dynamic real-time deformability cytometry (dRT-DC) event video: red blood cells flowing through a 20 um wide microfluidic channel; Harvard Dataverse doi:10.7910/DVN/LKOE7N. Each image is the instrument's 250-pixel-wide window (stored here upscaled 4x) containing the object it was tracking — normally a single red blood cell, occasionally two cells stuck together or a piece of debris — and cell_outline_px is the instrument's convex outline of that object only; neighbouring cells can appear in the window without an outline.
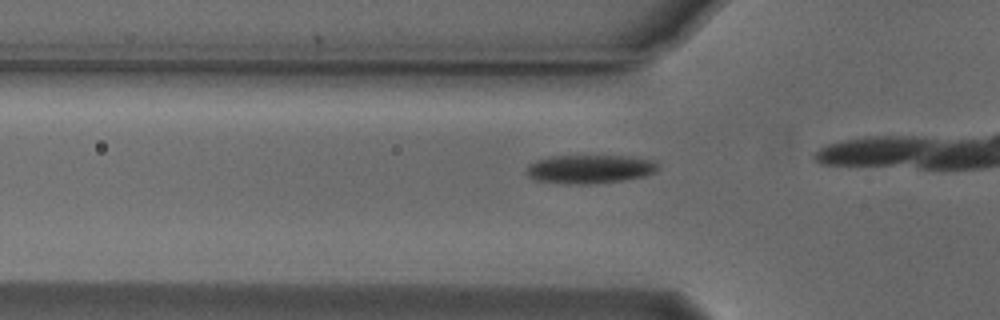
{"species": "Egyptian fruit bat (a non-hibernating species)", "species_latin": "Rousettus aegyptiacus", "temperature_condition": "cold", "stored_images_in_passage": 14, "camera_frame_rate_fps": 3000, "um_per_image_px": 0.085, "animal": {"sex": "male"}, "frame": {"image": 1, "passage_image": 10, "time_ms": 3.0, "image_size_px": [1000, 320], "cell_outline_px": [[660, 168], [656, 172], [644, 176], [620, 180], [592, 184], [564, 184], [536, 180], [528, 176], [528, 168], [532, 164], [540, 160], [552, 156], [628, 156], [656, 160], [660, 164]], "centroid_in_image_um": [50.23, 14.37], "position_along_channel_um": 75.6, "area_um2": 21.85}}
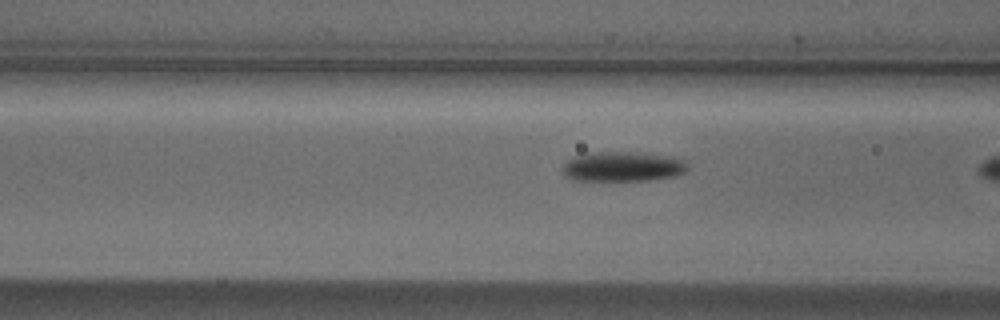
{"frame": {"image": 2, "passage_image": 13, "time_ms": 4.0, "image_size_px": [1000, 320], "cell_outline_px": [[688, 168], [684, 172], [676, 176], [648, 180], [572, 180], [564, 176], [564, 164], [568, 160], [576, 156], [588, 152], [628, 152], [672, 156], [684, 160], [688, 164]], "centroid_in_image_um": [52.95, 14.16], "position_along_channel_um": 113.7, "area_um2": 21.68}}